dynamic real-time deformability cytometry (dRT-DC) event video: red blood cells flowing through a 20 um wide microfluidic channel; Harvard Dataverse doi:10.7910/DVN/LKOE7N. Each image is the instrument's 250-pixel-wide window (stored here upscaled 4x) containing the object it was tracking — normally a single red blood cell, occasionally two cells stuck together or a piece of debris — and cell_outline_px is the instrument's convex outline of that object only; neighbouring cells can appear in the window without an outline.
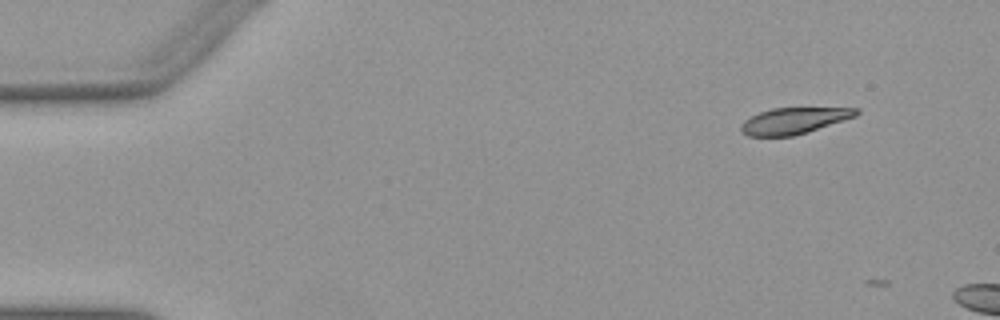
{"species": "Egyptian fruit bat (a non-hibernating species)", "species_latin": "Rousettus aegyptiacus", "temperature_condition": "warm", "stored_images_in_passage": 2, "camera_frame_rate_fps": 3000, "um_per_image_px": 0.085, "animal": {"sex": "female"}, "frame": {"image": 1, "passage_image": 1, "time_ms": 0.0, "image_size_px": [1000, 320], "cell_outline_px": [[860, 112], [856, 116], [792, 136], [748, 136], [740, 132], [740, 124], [744, 120], [760, 112], [772, 108], [860, 108]], "centroid_in_image_um": [67.44, 10.26], "position_along_channel_um": 17.6, "area_um2": 17.4}}